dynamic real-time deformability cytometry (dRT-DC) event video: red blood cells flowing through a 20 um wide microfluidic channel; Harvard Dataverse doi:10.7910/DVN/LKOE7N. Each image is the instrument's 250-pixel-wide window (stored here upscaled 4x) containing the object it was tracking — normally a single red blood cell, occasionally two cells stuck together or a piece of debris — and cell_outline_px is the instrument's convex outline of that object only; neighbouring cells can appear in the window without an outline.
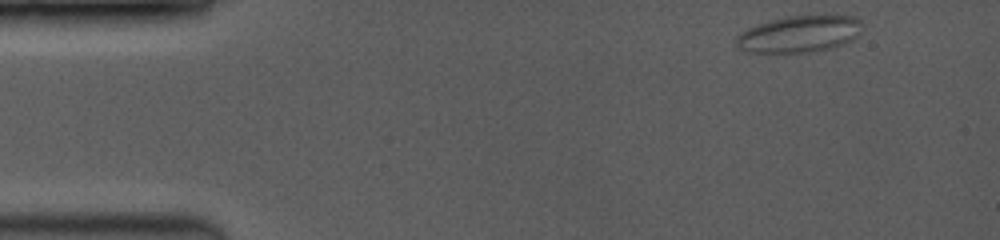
{"species": "common noctule bat (a hibernating species)", "species_latin": "Nyctalus noctula", "temperature_condition": "room temperature", "stored_images_in_passage": 11, "camera_frame_rate_fps": 3500, "um_per_image_px": 0.085, "animal": {"sex": "female", "body_mass_g": 19.0, "forearm_length_mm": 53.3}, "frame": {"image": 1, "passage_image": 1, "time_ms": 0.0, "image_size_px": [1000, 240], "cell_outline_px": [[864, 24], [860, 36], [852, 40], [828, 48], [812, 52], [744, 52], [736, 48], [736, 40], [740, 32], [748, 28], [772, 20], [788, 16], [852, 16], [860, 20]], "centroid_in_image_um": [67.96, 2.9], "position_along_channel_um": 17.0, "area_um2": 26.82}}
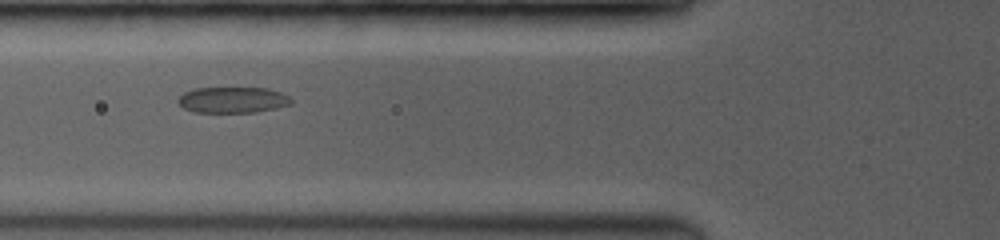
{"frame": {"image": 2, "passage_image": 10, "time_ms": 4.857, "image_size_px": [1000, 240], "cell_outline_px": [[292, 104], [276, 108], [256, 112], [192, 112], [184, 108], [176, 100], [184, 92], [196, 88], [268, 88], [280, 92], [288, 96], [292, 100]], "centroid_in_image_um": [19.78, 8.49], "position_along_channel_um": 106.0, "area_um2": 17.11}}
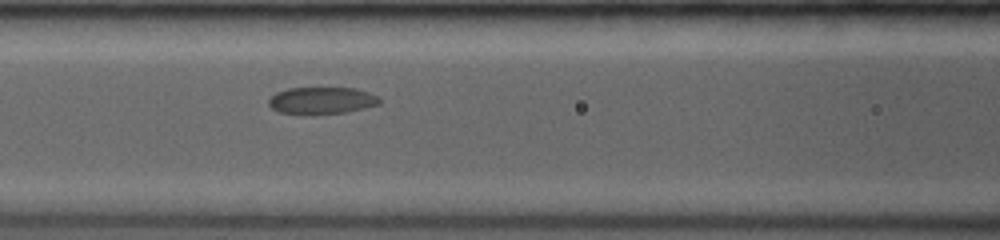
{"frame": {"image": 3, "passage_image": 11, "time_ms": 5.714, "image_size_px": [1000, 240], "cell_outline_px": [[380, 104], [348, 112], [304, 116], [280, 112], [272, 108], [268, 104], [268, 100], [276, 92], [288, 88], [356, 88], [380, 96]], "centroid_in_image_um": [27.34, 8.56], "position_along_channel_um": 139.3, "area_um2": 17.86}}